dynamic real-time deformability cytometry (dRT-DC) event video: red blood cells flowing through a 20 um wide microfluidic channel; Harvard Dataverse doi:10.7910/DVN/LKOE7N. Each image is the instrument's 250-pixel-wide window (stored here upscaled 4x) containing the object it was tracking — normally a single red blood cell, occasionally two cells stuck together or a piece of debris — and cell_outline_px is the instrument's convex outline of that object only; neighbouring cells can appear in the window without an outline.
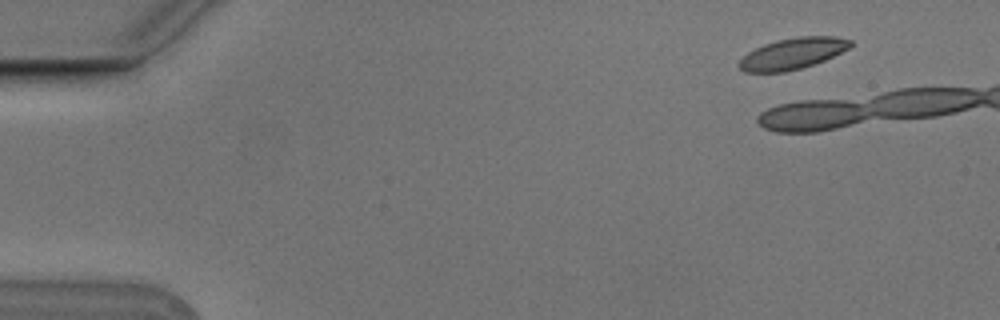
{"species": "Egyptian fruit bat (a non-hibernating species)", "species_latin": "Rousettus aegyptiacus", "temperature_condition": "cold", "stored_images_in_passage": 3, "camera_frame_rate_fps": 3000, "um_per_image_px": 0.085, "animal": {"sex": "male"}, "frame": {"image": 1, "passage_image": 1, "time_ms": 0.0, "image_size_px": [1000, 320], "cell_outline_px": [[852, 44], [848, 48], [824, 60], [800, 68], [784, 72], [744, 72], [736, 64], [748, 52], [764, 44], [776, 40], [796, 36], [836, 36], [852, 40]], "centroid_in_image_um": [67.34, 4.54], "position_along_channel_um": 17.7, "area_um2": 20.11}}